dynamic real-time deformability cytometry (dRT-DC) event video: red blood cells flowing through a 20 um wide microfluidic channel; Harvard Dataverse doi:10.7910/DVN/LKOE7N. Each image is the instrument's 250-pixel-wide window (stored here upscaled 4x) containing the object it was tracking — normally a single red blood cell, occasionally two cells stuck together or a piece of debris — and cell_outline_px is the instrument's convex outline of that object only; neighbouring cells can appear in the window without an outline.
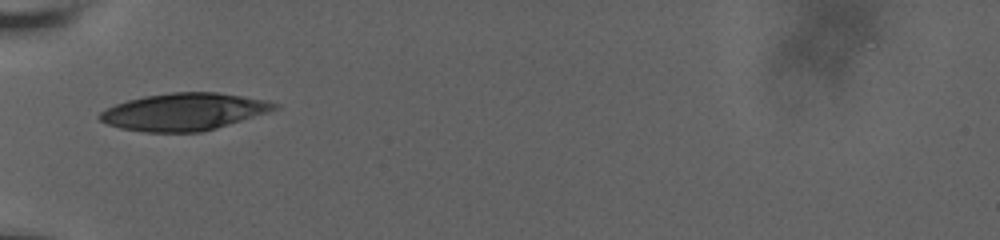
{"species": "human", "species_latin": "Homo sapiens", "temperature_condition": "room temperature", "stored_images_in_passage": 43, "camera_frame_rate_fps": 3000, "um_per_image_px": 0.085, "donor": {"sex": "male"}, "frame": {"image": 1, "passage_image": 1, "time_ms": 0.0, "image_size_px": [1000, 240], "cell_outline_px": [[280, 108], [216, 128], [200, 132], [148, 132], [120, 128], [108, 124], [100, 120], [96, 116], [100, 112], [116, 104], [128, 100], [144, 96], [172, 92], [216, 92], [268, 100], [280, 104]], "centroid_in_image_um": [15.64, 9.49], "position_along_channel_um": 69.4, "area_um2": 37.74}}
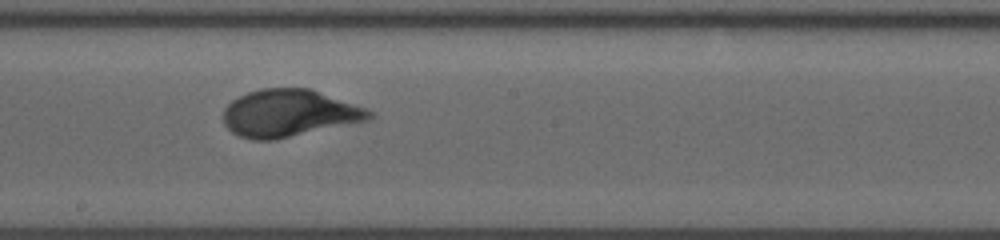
{"frame": {"image": 2, "passage_image": 18, "time_ms": 4.333, "image_size_px": [1000, 240], "cell_outline_px": [[372, 116], [368, 120], [276, 140], [252, 140], [240, 136], [232, 132], [224, 124], [224, 108], [232, 100], [248, 92], [260, 88], [308, 88], [368, 108], [372, 112]], "centroid_in_image_um": [24.56, 9.63], "position_along_channel_um": 223.6, "area_um2": 40.11}}
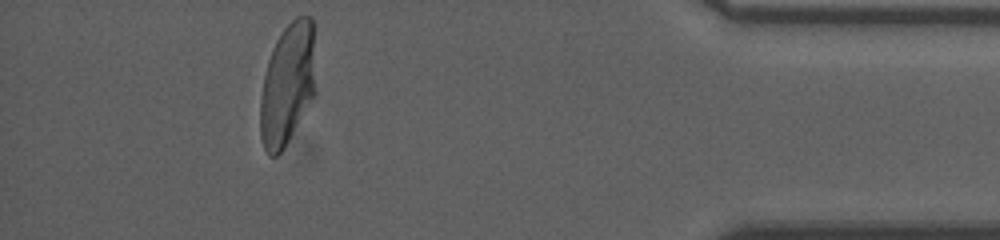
{"frame": {"image": 3, "passage_image": 38, "time_ms": 10.667, "image_size_px": [1000, 240], "cell_outline_px": [[316, 92], [284, 148], [276, 156], [268, 156], [264, 148], [260, 136], [260, 96], [264, 76], [268, 60], [272, 48], [280, 32], [296, 16], [312, 16]], "centroid_in_image_um": [24.43, 7.16], "position_along_channel_um": 410.8, "area_um2": 39.54}, "authors_computed_cell_mechanics": {"area_um2": 40.171, "velocity_mm_per_s": 3.6261, "shape_relaxation_time_tau1_ms": 3.821, "shape_relaxation_time_tau2_ms": null, "deformation_change_tau1": 0.2019, "deformation_change_tau2": null}}